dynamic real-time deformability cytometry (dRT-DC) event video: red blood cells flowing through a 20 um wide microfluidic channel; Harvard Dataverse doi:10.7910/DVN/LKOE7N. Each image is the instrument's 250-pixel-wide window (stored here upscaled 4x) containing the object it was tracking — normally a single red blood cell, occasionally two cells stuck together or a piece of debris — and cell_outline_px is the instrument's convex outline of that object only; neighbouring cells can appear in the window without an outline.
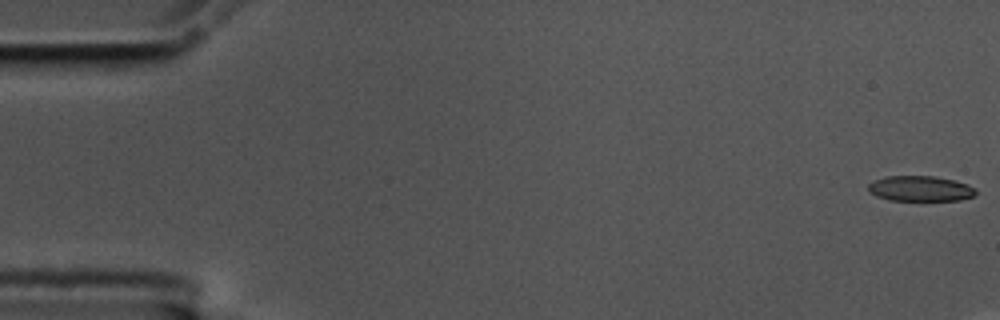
{"species": "common noctule bat (a hibernating species)", "species_latin": "Nyctalus noctula", "temperature_condition": "cold", "stored_images_in_passage": 12, "camera_frame_rate_fps": 3000, "um_per_image_px": 0.085, "animal": {"sex": "male", "body_mass_g": 17.5, "forearm_length_mm": 52.3}, "frame": {"image": 1, "passage_image": 1, "time_ms": 0.0, "image_size_px": [1000, 320], "cell_outline_px": [[976, 192], [972, 196], [960, 200], [888, 200], [876, 196], [868, 192], [868, 184], [884, 176], [936, 176], [968, 184], [976, 188]], "centroid_in_image_um": [78.2, 16.03], "position_along_channel_um": 6.8, "area_um2": 15.9}}